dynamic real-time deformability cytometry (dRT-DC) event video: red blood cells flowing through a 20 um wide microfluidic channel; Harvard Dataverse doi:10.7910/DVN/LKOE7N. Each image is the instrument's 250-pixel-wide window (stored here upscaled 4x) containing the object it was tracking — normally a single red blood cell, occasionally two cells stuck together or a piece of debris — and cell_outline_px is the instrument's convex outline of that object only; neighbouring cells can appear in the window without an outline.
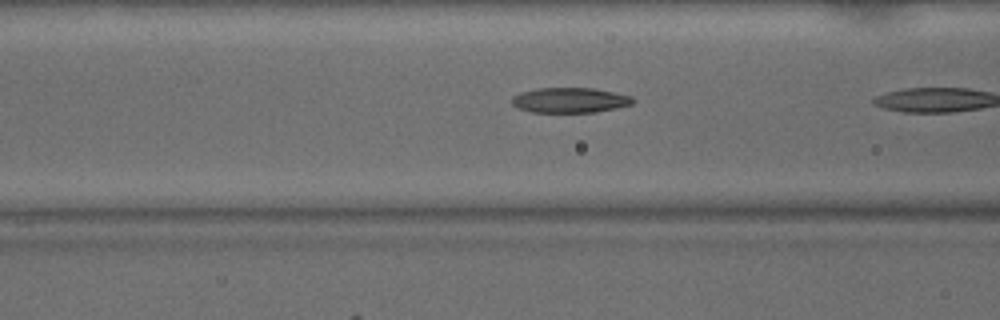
{"species": "common noctule bat (a hibernating species)", "species_latin": "Nyctalus noctula", "temperature_condition": "warm", "stored_images_in_passage": 8, "camera_frame_rate_fps": 3000, "um_per_image_px": 0.085, "animal": {"sex": "male", "body_mass_g": 15.6}, "frame": {"image": 1, "passage_image": 7, "time_ms": 2.0, "image_size_px": [1000, 320], "cell_outline_px": [[636, 100], [632, 104], [616, 108], [596, 112], [532, 112], [520, 108], [512, 104], [512, 96], [520, 92], [536, 88], [592, 88], [632, 96]], "centroid_in_image_um": [48.45, 8.51], "position_along_channel_um": 118.2, "area_um2": 17.69}}